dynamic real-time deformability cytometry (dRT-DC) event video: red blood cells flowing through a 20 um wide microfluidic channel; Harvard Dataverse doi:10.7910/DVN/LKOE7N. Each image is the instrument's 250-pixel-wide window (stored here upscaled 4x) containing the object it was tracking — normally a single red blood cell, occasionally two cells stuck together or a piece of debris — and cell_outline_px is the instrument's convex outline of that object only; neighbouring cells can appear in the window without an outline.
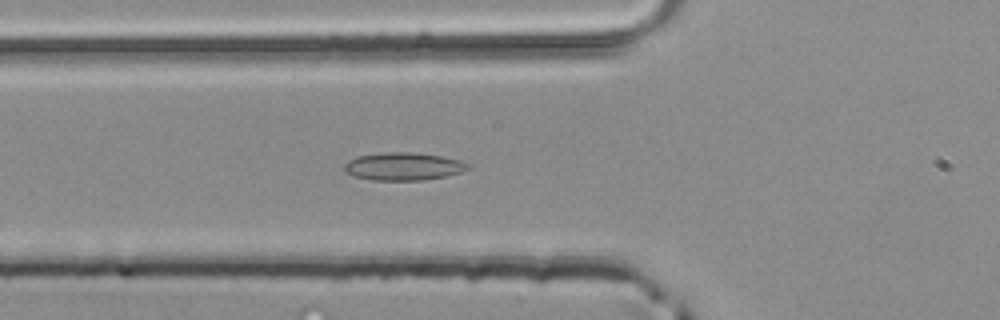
{"species": "common noctule bat (a hibernating species)", "species_latin": "Nyctalus noctula", "temperature_condition": "room temperature", "stored_images_in_passage": 36, "camera_frame_rate_fps": 3000, "um_per_image_px": 0.085, "animal": {"sex": "male", "body_mass_g": 20.4}, "frame": {"image": 1, "passage_image": 6, "time_ms": 1.667, "image_size_px": [1000, 320], "cell_outline_px": [[472, 168], [448, 176], [420, 180], [372, 180], [352, 176], [344, 172], [344, 164], [348, 160], [356, 156], [380, 152], [416, 152], [440, 156], [460, 160], [472, 164]], "centroid_in_image_um": [34.28, 14.14], "position_along_channel_um": 91.5, "area_um2": 20.4}}
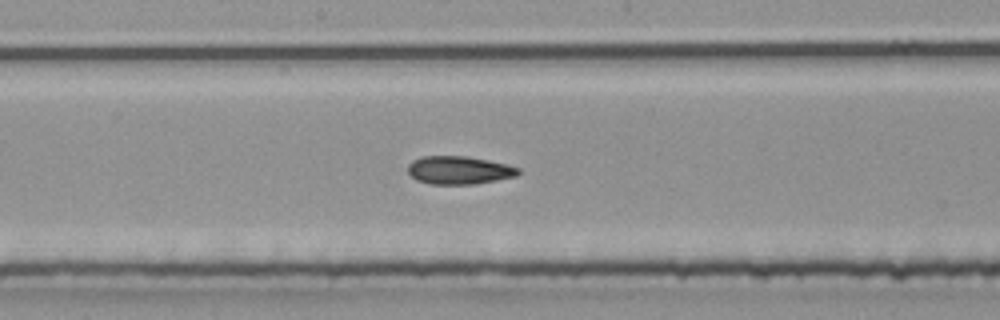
{"frame": {"image": 2, "passage_image": 14, "time_ms": 4.333, "image_size_px": [1000, 320], "cell_outline_px": [[520, 172], [516, 176], [476, 184], [432, 184], [416, 180], [408, 172], [408, 164], [412, 160], [420, 156], [464, 156], [488, 160], [520, 168]], "centroid_in_image_um": [38.99, 14.46], "position_along_channel_um": 209.2, "area_um2": 18.03}}
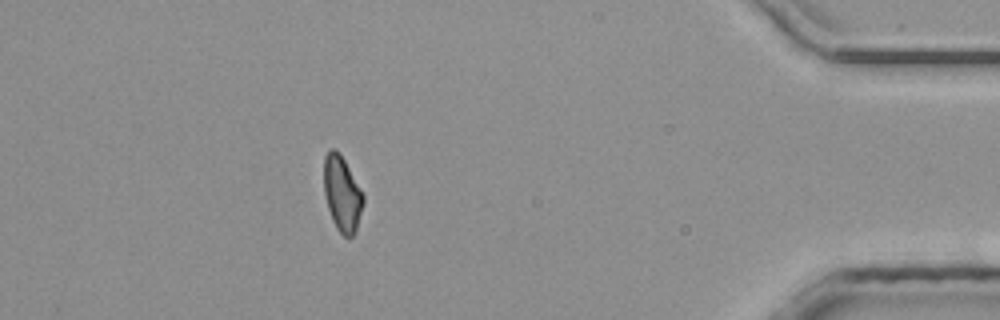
{"frame": {"image": 3, "passage_image": 31, "time_ms": 10.0, "image_size_px": [1000, 320], "cell_outline_px": [[364, 204], [356, 232], [352, 236], [344, 236], [336, 228], [332, 220], [328, 208], [324, 192], [324, 156], [328, 148], [336, 148], [340, 152], [360, 188], [364, 196]], "centroid_in_image_um": [29.07, 16.44], "position_along_channel_um": 406.1, "area_um2": 17.46}}